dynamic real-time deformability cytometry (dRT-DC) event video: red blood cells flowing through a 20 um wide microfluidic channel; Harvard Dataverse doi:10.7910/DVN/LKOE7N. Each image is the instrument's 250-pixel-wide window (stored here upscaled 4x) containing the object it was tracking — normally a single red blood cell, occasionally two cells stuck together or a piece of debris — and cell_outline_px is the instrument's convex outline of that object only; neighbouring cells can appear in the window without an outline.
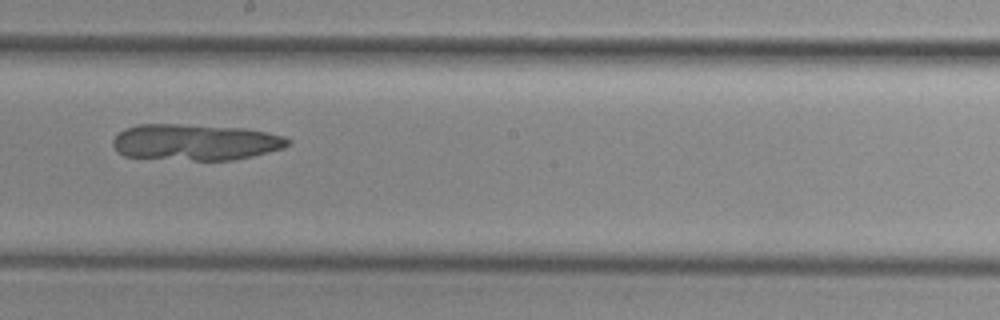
{"species": "common noctule bat (a hibernating species)", "species_latin": "Nyctalus noctula", "temperature_condition": "cold", "stored_images_in_passage": 14, "camera_frame_rate_fps": 3000, "um_per_image_px": 0.085, "animal": {"sex": "female", "body_mass_g": 29.2, "forearm_length_mm": 56.3}, "frame": {"image": 1, "passage_image": 8, "time_ms": 9.667, "image_size_px": [1000, 320], "cell_outline_px": [[292, 140], [284, 148], [252, 156], [232, 160], [192, 160], [124, 156], [116, 152], [112, 144], [112, 140], [124, 128], [136, 124], [180, 124], [244, 128], [284, 136]], "centroid_in_image_um": [16.57, 12.08], "position_along_channel_um": 231.6, "area_um2": 36.99}}
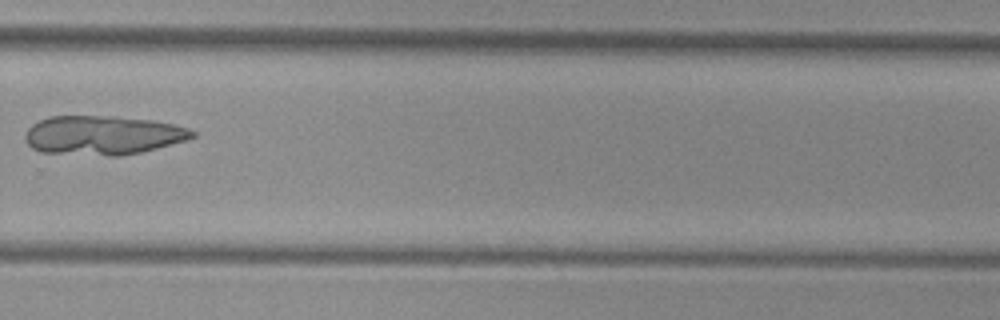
{"frame": {"image": 2, "passage_image": 10, "time_ms": 12.0, "image_size_px": [1000, 320], "cell_outline_px": [[196, 136], [188, 140], [140, 152], [120, 156], [108, 156], [40, 152], [32, 148], [28, 144], [24, 136], [28, 128], [32, 124], [48, 116], [112, 116], [152, 120], [172, 124], [188, 128], [196, 132]], "centroid_in_image_um": [8.73, 11.49], "position_along_channel_um": 321.1, "area_um2": 38.21}}
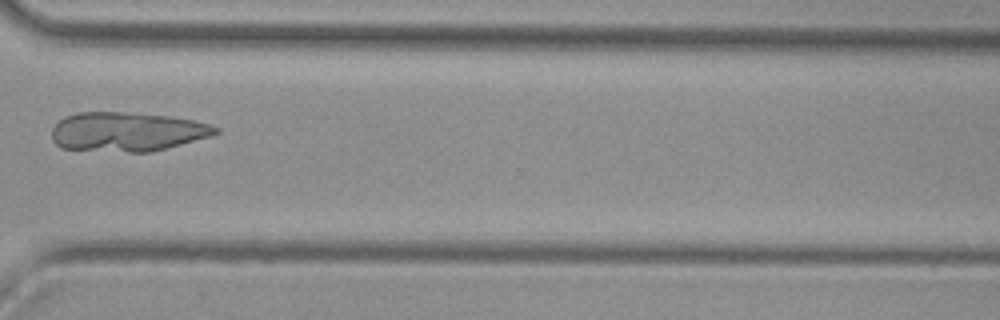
{"frame": {"image": 3, "passage_image": 11, "time_ms": 13.0, "image_size_px": [1000, 320], "cell_outline_px": [[220, 132], [212, 136], [152, 152], [128, 152], [60, 148], [52, 140], [52, 128], [64, 116], [76, 112], [124, 112], [172, 116], [192, 120], [208, 124], [220, 128]], "centroid_in_image_um": [10.81, 11.19], "position_along_channel_um": 359.8, "area_um2": 37.63}}